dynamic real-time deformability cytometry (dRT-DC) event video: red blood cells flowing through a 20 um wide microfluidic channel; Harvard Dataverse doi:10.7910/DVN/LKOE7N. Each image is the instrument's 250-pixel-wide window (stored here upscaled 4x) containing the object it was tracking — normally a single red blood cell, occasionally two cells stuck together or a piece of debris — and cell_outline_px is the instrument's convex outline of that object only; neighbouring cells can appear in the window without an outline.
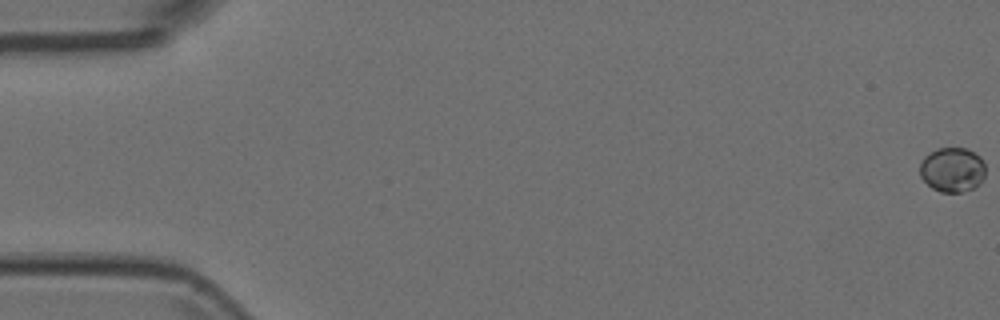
{"species": "Egyptian fruit bat (a non-hibernating species)", "species_latin": "Rousettus aegyptiacus", "temperature_condition": "room temperature", "stored_images_in_passage": 56, "camera_frame_rate_fps": 3000, "um_per_image_px": 0.085, "animal": {"sex": "female"}, "frame": {"image": 1, "passage_image": 1, "time_ms": 0.0, "image_size_px": [1000, 320], "cell_outline_px": [[984, 176], [980, 184], [972, 188], [960, 192], [940, 192], [932, 188], [920, 176], [920, 164], [924, 156], [936, 148], [968, 148], [980, 156], [984, 164]], "centroid_in_image_um": [80.94, 14.41], "position_along_channel_um": 4.1, "area_um2": 17.11}}
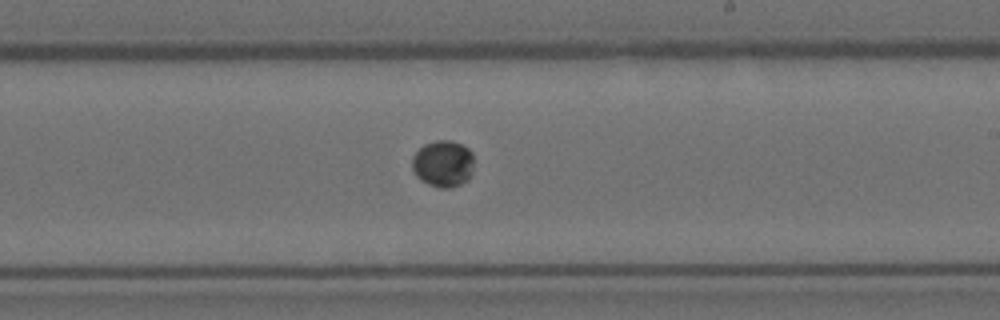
{"frame": {"image": 2, "passage_image": 33, "time_ms": 10.667, "image_size_px": [1000, 320], "cell_outline_px": [[472, 172], [468, 180], [452, 188], [440, 188], [428, 184], [420, 180], [416, 176], [412, 168], [412, 156], [424, 144], [436, 140], [452, 140], [468, 148], [472, 152]], "centroid_in_image_um": [37.65, 13.92], "position_along_channel_um": 251.4, "area_um2": 16.94}}
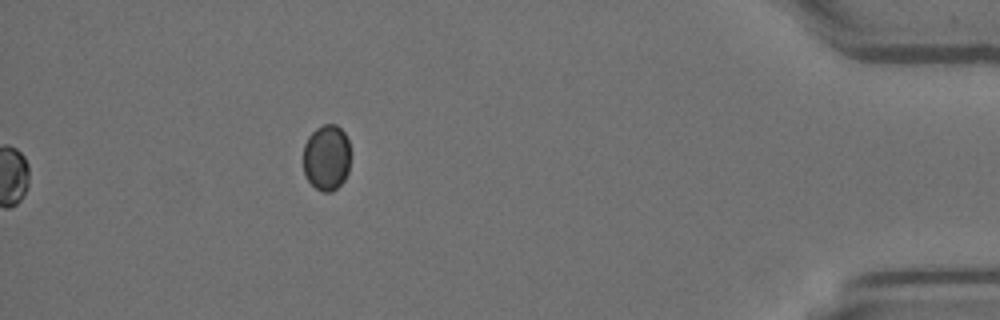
{"frame": {"image": 3, "passage_image": 56, "time_ms": 18.333, "image_size_px": [1000, 320], "cell_outline_px": [[348, 172], [344, 180], [332, 192], [324, 192], [316, 188], [308, 180], [304, 172], [304, 144], [308, 136], [316, 128], [324, 124], [336, 124], [344, 132], [348, 140]], "centroid_in_image_um": [27.74, 13.38], "position_along_channel_um": 407.5, "area_um2": 17.98}}